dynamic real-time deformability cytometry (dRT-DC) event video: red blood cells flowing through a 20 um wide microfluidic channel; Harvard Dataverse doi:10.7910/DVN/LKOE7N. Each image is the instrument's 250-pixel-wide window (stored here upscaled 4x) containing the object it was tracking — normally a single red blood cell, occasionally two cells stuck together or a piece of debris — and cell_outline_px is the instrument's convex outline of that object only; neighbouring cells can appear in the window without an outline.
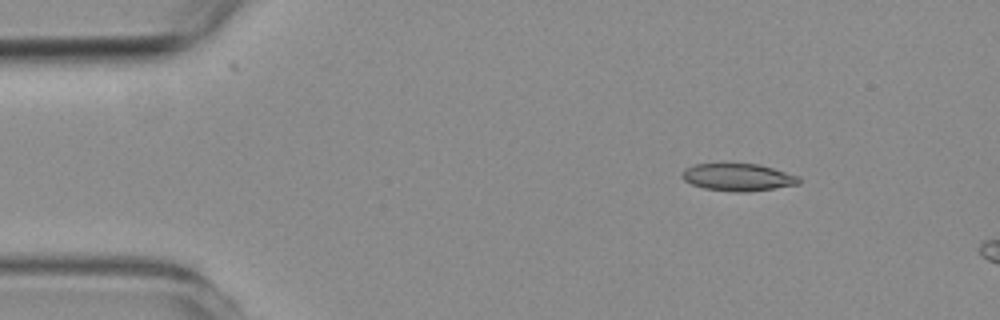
{"species": "common noctule bat (a hibernating species)", "species_latin": "Nyctalus noctula", "temperature_condition": "room temperature", "stored_images_in_passage": 9, "camera_frame_rate_fps": 3000, "um_per_image_px": 0.085, "animal": {"sex": "female", "body_mass_g": 19.3, "forearm_length_mm": 54.1}, "frame": {"image": 1, "passage_image": 1, "time_ms": 0.0, "image_size_px": [1000, 320], "cell_outline_px": [[800, 184], [776, 188], [748, 192], [736, 192], [704, 188], [692, 184], [684, 180], [680, 176], [680, 172], [684, 168], [696, 164], [760, 164], [800, 176]], "centroid_in_image_um": [62.74, 15.06], "position_along_channel_um": 22.3, "area_um2": 18.79}}